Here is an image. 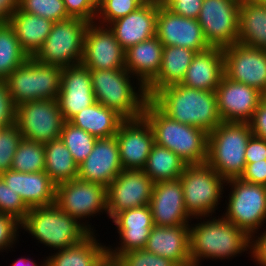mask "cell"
I'll use <instances>...</instances> for the list:
<instances>
[{"label": "cell", "instance_id": "cell-1", "mask_svg": "<svg viewBox=\"0 0 266 266\" xmlns=\"http://www.w3.org/2000/svg\"><path fill=\"white\" fill-rule=\"evenodd\" d=\"M189 230L192 266H202L205 260L229 262L244 252L250 256L251 236L221 214L193 218Z\"/></svg>", "mask_w": 266, "mask_h": 266}, {"label": "cell", "instance_id": "cell-2", "mask_svg": "<svg viewBox=\"0 0 266 266\" xmlns=\"http://www.w3.org/2000/svg\"><path fill=\"white\" fill-rule=\"evenodd\" d=\"M150 100L177 122L212 132L221 122L215 91L175 84L158 90Z\"/></svg>", "mask_w": 266, "mask_h": 266}, {"label": "cell", "instance_id": "cell-3", "mask_svg": "<svg viewBox=\"0 0 266 266\" xmlns=\"http://www.w3.org/2000/svg\"><path fill=\"white\" fill-rule=\"evenodd\" d=\"M21 233L28 234L35 245L40 243L41 249L44 246L51 254L83 241L92 232L57 204H52L30 208L21 221Z\"/></svg>", "mask_w": 266, "mask_h": 266}, {"label": "cell", "instance_id": "cell-4", "mask_svg": "<svg viewBox=\"0 0 266 266\" xmlns=\"http://www.w3.org/2000/svg\"><path fill=\"white\" fill-rule=\"evenodd\" d=\"M143 117L151 125L156 144L177 154L187 165L206 163L208 133L203 129L175 121L150 99L145 104Z\"/></svg>", "mask_w": 266, "mask_h": 266}, {"label": "cell", "instance_id": "cell-5", "mask_svg": "<svg viewBox=\"0 0 266 266\" xmlns=\"http://www.w3.org/2000/svg\"><path fill=\"white\" fill-rule=\"evenodd\" d=\"M95 100L124 119L143 116L146 88L126 69L90 70Z\"/></svg>", "mask_w": 266, "mask_h": 266}, {"label": "cell", "instance_id": "cell-6", "mask_svg": "<svg viewBox=\"0 0 266 266\" xmlns=\"http://www.w3.org/2000/svg\"><path fill=\"white\" fill-rule=\"evenodd\" d=\"M252 135L249 123L221 122L208 134L206 163L225 180L240 178L246 167V145Z\"/></svg>", "mask_w": 266, "mask_h": 266}, {"label": "cell", "instance_id": "cell-7", "mask_svg": "<svg viewBox=\"0 0 266 266\" xmlns=\"http://www.w3.org/2000/svg\"><path fill=\"white\" fill-rule=\"evenodd\" d=\"M224 191V211L220 214L227 221L250 236L266 227V186L232 178L226 180Z\"/></svg>", "mask_w": 266, "mask_h": 266}, {"label": "cell", "instance_id": "cell-8", "mask_svg": "<svg viewBox=\"0 0 266 266\" xmlns=\"http://www.w3.org/2000/svg\"><path fill=\"white\" fill-rule=\"evenodd\" d=\"M180 181L185 209L192 218L213 216L222 211L226 180L207 163L187 165Z\"/></svg>", "mask_w": 266, "mask_h": 266}, {"label": "cell", "instance_id": "cell-9", "mask_svg": "<svg viewBox=\"0 0 266 266\" xmlns=\"http://www.w3.org/2000/svg\"><path fill=\"white\" fill-rule=\"evenodd\" d=\"M61 73L62 67L29 57L5 79L15 106L34 100L57 99Z\"/></svg>", "mask_w": 266, "mask_h": 266}, {"label": "cell", "instance_id": "cell-10", "mask_svg": "<svg viewBox=\"0 0 266 266\" xmlns=\"http://www.w3.org/2000/svg\"><path fill=\"white\" fill-rule=\"evenodd\" d=\"M57 204L66 214L76 218L92 233L98 232L92 220L104 214L108 220L106 187L79 178L56 185ZM91 221V222H90Z\"/></svg>", "mask_w": 266, "mask_h": 266}, {"label": "cell", "instance_id": "cell-11", "mask_svg": "<svg viewBox=\"0 0 266 266\" xmlns=\"http://www.w3.org/2000/svg\"><path fill=\"white\" fill-rule=\"evenodd\" d=\"M88 25L89 22L74 17L54 22L50 34L33 58L60 67L80 64Z\"/></svg>", "mask_w": 266, "mask_h": 266}, {"label": "cell", "instance_id": "cell-12", "mask_svg": "<svg viewBox=\"0 0 266 266\" xmlns=\"http://www.w3.org/2000/svg\"><path fill=\"white\" fill-rule=\"evenodd\" d=\"M63 123L56 99L34 100L16 107L15 126L29 141L45 144L60 138Z\"/></svg>", "mask_w": 266, "mask_h": 266}, {"label": "cell", "instance_id": "cell-13", "mask_svg": "<svg viewBox=\"0 0 266 266\" xmlns=\"http://www.w3.org/2000/svg\"><path fill=\"white\" fill-rule=\"evenodd\" d=\"M241 0H203L197 18L205 40L211 47L237 43Z\"/></svg>", "mask_w": 266, "mask_h": 266}, {"label": "cell", "instance_id": "cell-14", "mask_svg": "<svg viewBox=\"0 0 266 266\" xmlns=\"http://www.w3.org/2000/svg\"><path fill=\"white\" fill-rule=\"evenodd\" d=\"M117 234L116 244L107 245V257L113 263L122 253L144 249L154 227L149 205L131 208L118 213L111 221ZM119 237V238H118ZM119 239V240H118ZM118 241V242H117ZM118 244V245H117Z\"/></svg>", "mask_w": 266, "mask_h": 266}, {"label": "cell", "instance_id": "cell-15", "mask_svg": "<svg viewBox=\"0 0 266 266\" xmlns=\"http://www.w3.org/2000/svg\"><path fill=\"white\" fill-rule=\"evenodd\" d=\"M153 185L143 170H122L106 187L108 222L124 210L149 205Z\"/></svg>", "mask_w": 266, "mask_h": 266}, {"label": "cell", "instance_id": "cell-16", "mask_svg": "<svg viewBox=\"0 0 266 266\" xmlns=\"http://www.w3.org/2000/svg\"><path fill=\"white\" fill-rule=\"evenodd\" d=\"M224 75L233 81L266 90V49L240 43L222 48Z\"/></svg>", "mask_w": 266, "mask_h": 266}, {"label": "cell", "instance_id": "cell-17", "mask_svg": "<svg viewBox=\"0 0 266 266\" xmlns=\"http://www.w3.org/2000/svg\"><path fill=\"white\" fill-rule=\"evenodd\" d=\"M156 37L164 46H176L202 52L211 46L205 40L197 19L176 15L158 0Z\"/></svg>", "mask_w": 266, "mask_h": 266}, {"label": "cell", "instance_id": "cell-18", "mask_svg": "<svg viewBox=\"0 0 266 266\" xmlns=\"http://www.w3.org/2000/svg\"><path fill=\"white\" fill-rule=\"evenodd\" d=\"M81 63L90 70L125 69V50L108 26L89 23Z\"/></svg>", "mask_w": 266, "mask_h": 266}, {"label": "cell", "instance_id": "cell-19", "mask_svg": "<svg viewBox=\"0 0 266 266\" xmlns=\"http://www.w3.org/2000/svg\"><path fill=\"white\" fill-rule=\"evenodd\" d=\"M123 170H143L152 149L154 134L151 125L142 116L125 119L115 135Z\"/></svg>", "mask_w": 266, "mask_h": 266}, {"label": "cell", "instance_id": "cell-20", "mask_svg": "<svg viewBox=\"0 0 266 266\" xmlns=\"http://www.w3.org/2000/svg\"><path fill=\"white\" fill-rule=\"evenodd\" d=\"M222 122L249 123L262 102V93L223 75L215 90Z\"/></svg>", "mask_w": 266, "mask_h": 266}, {"label": "cell", "instance_id": "cell-21", "mask_svg": "<svg viewBox=\"0 0 266 266\" xmlns=\"http://www.w3.org/2000/svg\"><path fill=\"white\" fill-rule=\"evenodd\" d=\"M64 121L96 102L90 69L82 63L62 67L61 83L56 99Z\"/></svg>", "mask_w": 266, "mask_h": 266}, {"label": "cell", "instance_id": "cell-22", "mask_svg": "<svg viewBox=\"0 0 266 266\" xmlns=\"http://www.w3.org/2000/svg\"><path fill=\"white\" fill-rule=\"evenodd\" d=\"M154 226L173 227L189 225L180 178L155 182L149 202Z\"/></svg>", "mask_w": 266, "mask_h": 266}, {"label": "cell", "instance_id": "cell-23", "mask_svg": "<svg viewBox=\"0 0 266 266\" xmlns=\"http://www.w3.org/2000/svg\"><path fill=\"white\" fill-rule=\"evenodd\" d=\"M122 170L116 137L100 138L88 157L78 165L77 178L107 187Z\"/></svg>", "mask_w": 266, "mask_h": 266}, {"label": "cell", "instance_id": "cell-24", "mask_svg": "<svg viewBox=\"0 0 266 266\" xmlns=\"http://www.w3.org/2000/svg\"><path fill=\"white\" fill-rule=\"evenodd\" d=\"M158 0H148L135 11L108 25L115 39L126 51L156 36Z\"/></svg>", "mask_w": 266, "mask_h": 266}, {"label": "cell", "instance_id": "cell-25", "mask_svg": "<svg viewBox=\"0 0 266 266\" xmlns=\"http://www.w3.org/2000/svg\"><path fill=\"white\" fill-rule=\"evenodd\" d=\"M0 177L20 195L29 208L49 206L56 201V184L44 172H16L7 170Z\"/></svg>", "mask_w": 266, "mask_h": 266}, {"label": "cell", "instance_id": "cell-26", "mask_svg": "<svg viewBox=\"0 0 266 266\" xmlns=\"http://www.w3.org/2000/svg\"><path fill=\"white\" fill-rule=\"evenodd\" d=\"M189 243V225L154 226L144 249L169 259L178 266H192Z\"/></svg>", "mask_w": 266, "mask_h": 266}, {"label": "cell", "instance_id": "cell-27", "mask_svg": "<svg viewBox=\"0 0 266 266\" xmlns=\"http://www.w3.org/2000/svg\"><path fill=\"white\" fill-rule=\"evenodd\" d=\"M98 232L91 233L83 241L46 256V266H108L107 244Z\"/></svg>", "mask_w": 266, "mask_h": 266}, {"label": "cell", "instance_id": "cell-28", "mask_svg": "<svg viewBox=\"0 0 266 266\" xmlns=\"http://www.w3.org/2000/svg\"><path fill=\"white\" fill-rule=\"evenodd\" d=\"M224 75V57L221 47H210L197 52L181 84L204 91H215Z\"/></svg>", "mask_w": 266, "mask_h": 266}, {"label": "cell", "instance_id": "cell-29", "mask_svg": "<svg viewBox=\"0 0 266 266\" xmlns=\"http://www.w3.org/2000/svg\"><path fill=\"white\" fill-rule=\"evenodd\" d=\"M163 48L156 36L130 47L125 51V69L146 87L158 75Z\"/></svg>", "mask_w": 266, "mask_h": 266}, {"label": "cell", "instance_id": "cell-30", "mask_svg": "<svg viewBox=\"0 0 266 266\" xmlns=\"http://www.w3.org/2000/svg\"><path fill=\"white\" fill-rule=\"evenodd\" d=\"M195 54L188 48L164 46L158 75L145 87L148 98L162 88L180 84Z\"/></svg>", "mask_w": 266, "mask_h": 266}, {"label": "cell", "instance_id": "cell-31", "mask_svg": "<svg viewBox=\"0 0 266 266\" xmlns=\"http://www.w3.org/2000/svg\"><path fill=\"white\" fill-rule=\"evenodd\" d=\"M8 23L13 27L23 51L33 57L50 34L54 22L18 9Z\"/></svg>", "mask_w": 266, "mask_h": 266}, {"label": "cell", "instance_id": "cell-32", "mask_svg": "<svg viewBox=\"0 0 266 266\" xmlns=\"http://www.w3.org/2000/svg\"><path fill=\"white\" fill-rule=\"evenodd\" d=\"M124 120L115 110L96 101L74 115L69 122L100 139L115 136Z\"/></svg>", "mask_w": 266, "mask_h": 266}, {"label": "cell", "instance_id": "cell-33", "mask_svg": "<svg viewBox=\"0 0 266 266\" xmlns=\"http://www.w3.org/2000/svg\"><path fill=\"white\" fill-rule=\"evenodd\" d=\"M238 43L266 49V7L256 0H241Z\"/></svg>", "mask_w": 266, "mask_h": 266}, {"label": "cell", "instance_id": "cell-34", "mask_svg": "<svg viewBox=\"0 0 266 266\" xmlns=\"http://www.w3.org/2000/svg\"><path fill=\"white\" fill-rule=\"evenodd\" d=\"M44 150V172L56 185L77 178L78 164L60 138L45 143Z\"/></svg>", "mask_w": 266, "mask_h": 266}, {"label": "cell", "instance_id": "cell-35", "mask_svg": "<svg viewBox=\"0 0 266 266\" xmlns=\"http://www.w3.org/2000/svg\"><path fill=\"white\" fill-rule=\"evenodd\" d=\"M186 166L177 154L154 143L143 171L155 183L180 178Z\"/></svg>", "mask_w": 266, "mask_h": 266}, {"label": "cell", "instance_id": "cell-36", "mask_svg": "<svg viewBox=\"0 0 266 266\" xmlns=\"http://www.w3.org/2000/svg\"><path fill=\"white\" fill-rule=\"evenodd\" d=\"M29 56L23 51L9 23L0 24V80H5Z\"/></svg>", "mask_w": 266, "mask_h": 266}, {"label": "cell", "instance_id": "cell-37", "mask_svg": "<svg viewBox=\"0 0 266 266\" xmlns=\"http://www.w3.org/2000/svg\"><path fill=\"white\" fill-rule=\"evenodd\" d=\"M16 172H41L45 170L44 144L24 139L19 144L11 164Z\"/></svg>", "mask_w": 266, "mask_h": 266}, {"label": "cell", "instance_id": "cell-38", "mask_svg": "<svg viewBox=\"0 0 266 266\" xmlns=\"http://www.w3.org/2000/svg\"><path fill=\"white\" fill-rule=\"evenodd\" d=\"M60 139L70 151L71 156L78 165L88 157L97 140L96 137L76 127L69 121H64Z\"/></svg>", "mask_w": 266, "mask_h": 266}, {"label": "cell", "instance_id": "cell-39", "mask_svg": "<svg viewBox=\"0 0 266 266\" xmlns=\"http://www.w3.org/2000/svg\"><path fill=\"white\" fill-rule=\"evenodd\" d=\"M148 0H99L95 22L108 26L138 9Z\"/></svg>", "mask_w": 266, "mask_h": 266}, {"label": "cell", "instance_id": "cell-40", "mask_svg": "<svg viewBox=\"0 0 266 266\" xmlns=\"http://www.w3.org/2000/svg\"><path fill=\"white\" fill-rule=\"evenodd\" d=\"M19 9L52 22L70 17L63 0H19Z\"/></svg>", "mask_w": 266, "mask_h": 266}, {"label": "cell", "instance_id": "cell-41", "mask_svg": "<svg viewBox=\"0 0 266 266\" xmlns=\"http://www.w3.org/2000/svg\"><path fill=\"white\" fill-rule=\"evenodd\" d=\"M113 264L116 266H178L171 260L155 255L145 249L122 253Z\"/></svg>", "mask_w": 266, "mask_h": 266}, {"label": "cell", "instance_id": "cell-42", "mask_svg": "<svg viewBox=\"0 0 266 266\" xmlns=\"http://www.w3.org/2000/svg\"><path fill=\"white\" fill-rule=\"evenodd\" d=\"M20 234L21 222L10 214L0 213V255L15 252L21 241Z\"/></svg>", "mask_w": 266, "mask_h": 266}, {"label": "cell", "instance_id": "cell-43", "mask_svg": "<svg viewBox=\"0 0 266 266\" xmlns=\"http://www.w3.org/2000/svg\"><path fill=\"white\" fill-rule=\"evenodd\" d=\"M29 210L30 208L24 203L21 196L7 186L0 177V213L10 214L21 222Z\"/></svg>", "mask_w": 266, "mask_h": 266}, {"label": "cell", "instance_id": "cell-44", "mask_svg": "<svg viewBox=\"0 0 266 266\" xmlns=\"http://www.w3.org/2000/svg\"><path fill=\"white\" fill-rule=\"evenodd\" d=\"M23 140V136L18 128H7L0 138V175L11 169L12 160L15 152Z\"/></svg>", "mask_w": 266, "mask_h": 266}, {"label": "cell", "instance_id": "cell-45", "mask_svg": "<svg viewBox=\"0 0 266 266\" xmlns=\"http://www.w3.org/2000/svg\"><path fill=\"white\" fill-rule=\"evenodd\" d=\"M70 17L95 22L99 0H63Z\"/></svg>", "mask_w": 266, "mask_h": 266}, {"label": "cell", "instance_id": "cell-46", "mask_svg": "<svg viewBox=\"0 0 266 266\" xmlns=\"http://www.w3.org/2000/svg\"><path fill=\"white\" fill-rule=\"evenodd\" d=\"M16 122V106L5 80H0V126L10 128Z\"/></svg>", "mask_w": 266, "mask_h": 266}, {"label": "cell", "instance_id": "cell-47", "mask_svg": "<svg viewBox=\"0 0 266 266\" xmlns=\"http://www.w3.org/2000/svg\"><path fill=\"white\" fill-rule=\"evenodd\" d=\"M161 3L176 15L197 19L203 0H160Z\"/></svg>", "mask_w": 266, "mask_h": 266}, {"label": "cell", "instance_id": "cell-48", "mask_svg": "<svg viewBox=\"0 0 266 266\" xmlns=\"http://www.w3.org/2000/svg\"><path fill=\"white\" fill-rule=\"evenodd\" d=\"M249 259L256 266H266V227L251 235Z\"/></svg>", "mask_w": 266, "mask_h": 266}, {"label": "cell", "instance_id": "cell-49", "mask_svg": "<svg viewBox=\"0 0 266 266\" xmlns=\"http://www.w3.org/2000/svg\"><path fill=\"white\" fill-rule=\"evenodd\" d=\"M240 179L249 183L266 186V160L246 163L245 170Z\"/></svg>", "mask_w": 266, "mask_h": 266}, {"label": "cell", "instance_id": "cell-50", "mask_svg": "<svg viewBox=\"0 0 266 266\" xmlns=\"http://www.w3.org/2000/svg\"><path fill=\"white\" fill-rule=\"evenodd\" d=\"M246 163L266 160V140L251 136L245 149Z\"/></svg>", "mask_w": 266, "mask_h": 266}, {"label": "cell", "instance_id": "cell-51", "mask_svg": "<svg viewBox=\"0 0 266 266\" xmlns=\"http://www.w3.org/2000/svg\"><path fill=\"white\" fill-rule=\"evenodd\" d=\"M253 136L266 140V105L261 102L249 122Z\"/></svg>", "mask_w": 266, "mask_h": 266}, {"label": "cell", "instance_id": "cell-52", "mask_svg": "<svg viewBox=\"0 0 266 266\" xmlns=\"http://www.w3.org/2000/svg\"><path fill=\"white\" fill-rule=\"evenodd\" d=\"M19 9V0H0V24L8 23Z\"/></svg>", "mask_w": 266, "mask_h": 266}, {"label": "cell", "instance_id": "cell-53", "mask_svg": "<svg viewBox=\"0 0 266 266\" xmlns=\"http://www.w3.org/2000/svg\"><path fill=\"white\" fill-rule=\"evenodd\" d=\"M29 256L30 255H22L19 258H14V262L12 265L10 264V266H46V256L42 257L43 259H40V261H37L35 258Z\"/></svg>", "mask_w": 266, "mask_h": 266}, {"label": "cell", "instance_id": "cell-54", "mask_svg": "<svg viewBox=\"0 0 266 266\" xmlns=\"http://www.w3.org/2000/svg\"><path fill=\"white\" fill-rule=\"evenodd\" d=\"M262 102L266 105V90L262 93Z\"/></svg>", "mask_w": 266, "mask_h": 266}, {"label": "cell", "instance_id": "cell-55", "mask_svg": "<svg viewBox=\"0 0 266 266\" xmlns=\"http://www.w3.org/2000/svg\"><path fill=\"white\" fill-rule=\"evenodd\" d=\"M259 4L263 5L266 7V0H256Z\"/></svg>", "mask_w": 266, "mask_h": 266}, {"label": "cell", "instance_id": "cell-56", "mask_svg": "<svg viewBox=\"0 0 266 266\" xmlns=\"http://www.w3.org/2000/svg\"><path fill=\"white\" fill-rule=\"evenodd\" d=\"M6 129H7L6 127H2V126H0V138H1L2 134L4 133V131H5Z\"/></svg>", "mask_w": 266, "mask_h": 266}]
</instances>
